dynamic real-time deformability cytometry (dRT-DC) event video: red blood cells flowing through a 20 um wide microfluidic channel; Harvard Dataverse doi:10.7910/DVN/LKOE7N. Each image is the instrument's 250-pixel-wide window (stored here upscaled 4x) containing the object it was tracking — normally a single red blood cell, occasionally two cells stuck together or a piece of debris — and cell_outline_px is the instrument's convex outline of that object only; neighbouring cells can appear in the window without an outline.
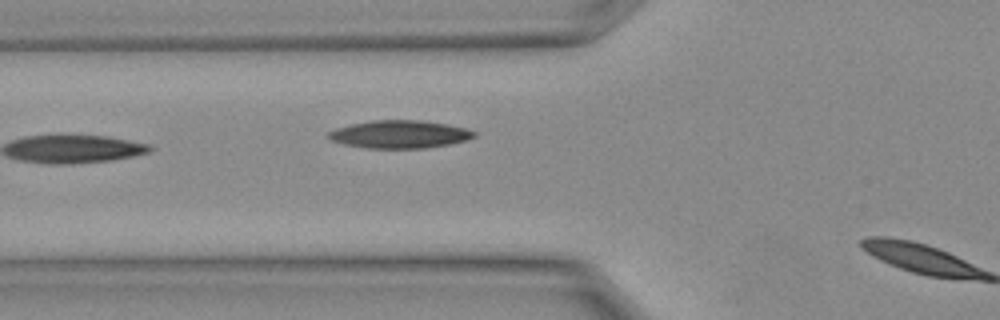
{"species": "Egyptian fruit bat (a non-hibernating species)", "species_latin": "Rousettus aegyptiacus", "temperature_condition": "warm", "stored_images_in_passage": 6, "camera_frame_rate_fps": 3000, "um_per_image_px": 0.085, "animal": {"sex": "female"}, "frame": {"image": 1, "passage_image": 6, "time_ms": 1.667, "image_size_px": [1000, 320], "cell_outline_px": [[476, 136], [468, 140], [428, 148], [368, 148], [344, 144], [332, 140], [328, 136], [328, 132], [336, 128], [352, 124], [372, 120], [420, 120], [448, 124], [468, 128], [476, 132]], "centroid_in_image_um": [34.02, 11.41], "position_along_channel_um": 91.8, "area_um2": 23.64}}